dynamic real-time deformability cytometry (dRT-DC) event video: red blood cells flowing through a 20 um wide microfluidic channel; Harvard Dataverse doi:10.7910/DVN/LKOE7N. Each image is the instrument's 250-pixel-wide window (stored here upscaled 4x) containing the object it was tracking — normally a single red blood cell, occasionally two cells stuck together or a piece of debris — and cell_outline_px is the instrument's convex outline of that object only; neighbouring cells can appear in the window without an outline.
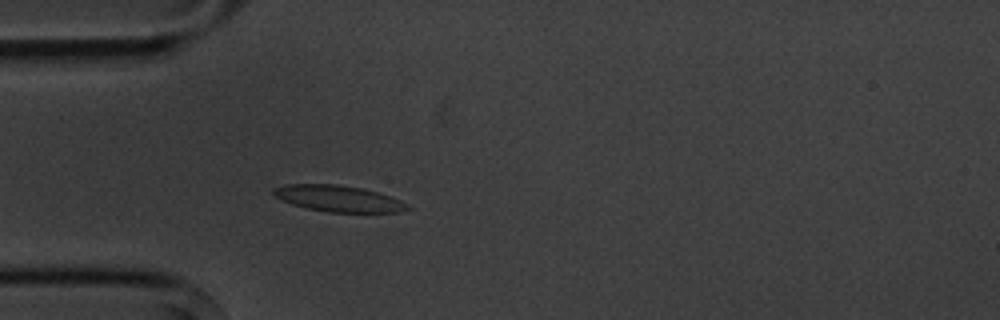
{"species": "common noctule bat (a hibernating species)", "species_latin": "Nyctalus noctula", "temperature_condition": "cold", "stored_images_in_passage": 5, "camera_frame_rate_fps": 3000, "um_per_image_px": 0.085, "animal": {"sex": "male", "body_mass_g": 20.1, "forearm_length_mm": 53.5}, "frame": {"image": 1, "passage_image": 5, "time_ms": 4.667, "image_size_px": [1000, 320], "cell_outline_px": [[412, 208], [400, 212], [328, 212], [308, 208], [292, 204], [276, 196], [272, 192], [272, 188], [284, 184], [336, 184], [360, 188], [392, 196], [408, 204]], "centroid_in_image_um": [28.79, 16.87], "position_along_channel_um": 56.2, "area_um2": 20.4}}